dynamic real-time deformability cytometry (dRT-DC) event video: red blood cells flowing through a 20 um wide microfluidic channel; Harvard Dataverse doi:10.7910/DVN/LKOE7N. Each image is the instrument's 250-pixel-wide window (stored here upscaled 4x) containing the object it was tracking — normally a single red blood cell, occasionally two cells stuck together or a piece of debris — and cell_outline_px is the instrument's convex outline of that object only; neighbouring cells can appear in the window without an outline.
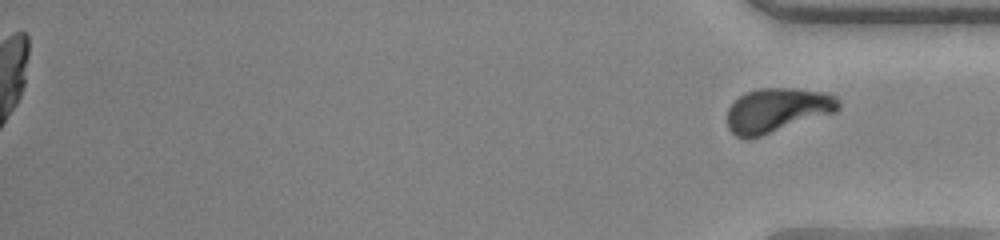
{"species": "human", "species_latin": "Homo sapiens", "temperature_condition": "warm", "stored_images_in_passage": 49, "segment_of_instrument_passage": [2, 2], "camera_frame_rate_fps": 3000, "um_per_image_px": 0.085, "donor": {"sex": "female"}, "frame": {"image": 1, "passage_image": 49, "time_ms": 16.0, "image_size_px": [1000, 240], "cell_outline_px": [[840, 108], [836, 112], [748, 140], [744, 140], [736, 136], [728, 128], [728, 108], [744, 92], [760, 88], [792, 88], [824, 92], [836, 96], [840, 100]], "centroid_in_image_um": [66.06, 9.37], "position_along_channel_um": 369.1, "area_um2": 28.84}}